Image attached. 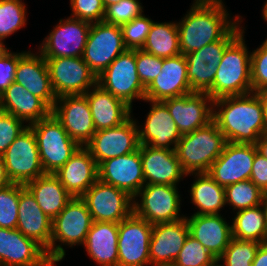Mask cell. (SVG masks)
<instances>
[{
	"label": "cell",
	"mask_w": 267,
	"mask_h": 266,
	"mask_svg": "<svg viewBox=\"0 0 267 266\" xmlns=\"http://www.w3.org/2000/svg\"><path fill=\"white\" fill-rule=\"evenodd\" d=\"M84 95L88 100L96 131L116 127L131 116L130 106L98 84Z\"/></svg>",
	"instance_id": "31"
},
{
	"label": "cell",
	"mask_w": 267,
	"mask_h": 266,
	"mask_svg": "<svg viewBox=\"0 0 267 266\" xmlns=\"http://www.w3.org/2000/svg\"><path fill=\"white\" fill-rule=\"evenodd\" d=\"M252 92L267 89V43L251 52Z\"/></svg>",
	"instance_id": "45"
},
{
	"label": "cell",
	"mask_w": 267,
	"mask_h": 266,
	"mask_svg": "<svg viewBox=\"0 0 267 266\" xmlns=\"http://www.w3.org/2000/svg\"><path fill=\"white\" fill-rule=\"evenodd\" d=\"M226 140L212 120L206 126L183 134L175 147L177 159L187 175L207 173L221 155Z\"/></svg>",
	"instance_id": "4"
},
{
	"label": "cell",
	"mask_w": 267,
	"mask_h": 266,
	"mask_svg": "<svg viewBox=\"0 0 267 266\" xmlns=\"http://www.w3.org/2000/svg\"><path fill=\"white\" fill-rule=\"evenodd\" d=\"M141 50L161 58L181 54L177 23L153 22Z\"/></svg>",
	"instance_id": "35"
},
{
	"label": "cell",
	"mask_w": 267,
	"mask_h": 266,
	"mask_svg": "<svg viewBox=\"0 0 267 266\" xmlns=\"http://www.w3.org/2000/svg\"><path fill=\"white\" fill-rule=\"evenodd\" d=\"M29 127L36 136L39 157L45 174L56 173L80 147L69 137L52 113Z\"/></svg>",
	"instance_id": "6"
},
{
	"label": "cell",
	"mask_w": 267,
	"mask_h": 266,
	"mask_svg": "<svg viewBox=\"0 0 267 266\" xmlns=\"http://www.w3.org/2000/svg\"><path fill=\"white\" fill-rule=\"evenodd\" d=\"M33 95L41 98L51 109L56 102L46 59L38 52L19 53L15 80Z\"/></svg>",
	"instance_id": "24"
},
{
	"label": "cell",
	"mask_w": 267,
	"mask_h": 266,
	"mask_svg": "<svg viewBox=\"0 0 267 266\" xmlns=\"http://www.w3.org/2000/svg\"><path fill=\"white\" fill-rule=\"evenodd\" d=\"M2 156L12 183L25 185L45 175L36 136L29 126L9 145Z\"/></svg>",
	"instance_id": "10"
},
{
	"label": "cell",
	"mask_w": 267,
	"mask_h": 266,
	"mask_svg": "<svg viewBox=\"0 0 267 266\" xmlns=\"http://www.w3.org/2000/svg\"><path fill=\"white\" fill-rule=\"evenodd\" d=\"M188 235L186 217L174 222L154 224L149 244L151 265L173 264Z\"/></svg>",
	"instance_id": "25"
},
{
	"label": "cell",
	"mask_w": 267,
	"mask_h": 266,
	"mask_svg": "<svg viewBox=\"0 0 267 266\" xmlns=\"http://www.w3.org/2000/svg\"><path fill=\"white\" fill-rule=\"evenodd\" d=\"M97 84L131 108L134 99L145 100V87L138 77L135 49L122 52L97 77Z\"/></svg>",
	"instance_id": "7"
},
{
	"label": "cell",
	"mask_w": 267,
	"mask_h": 266,
	"mask_svg": "<svg viewBox=\"0 0 267 266\" xmlns=\"http://www.w3.org/2000/svg\"><path fill=\"white\" fill-rule=\"evenodd\" d=\"M1 110L27 122L28 126L48 117L51 108L15 81L1 95Z\"/></svg>",
	"instance_id": "30"
},
{
	"label": "cell",
	"mask_w": 267,
	"mask_h": 266,
	"mask_svg": "<svg viewBox=\"0 0 267 266\" xmlns=\"http://www.w3.org/2000/svg\"><path fill=\"white\" fill-rule=\"evenodd\" d=\"M19 61V52L8 51L0 60V95L15 80L16 67Z\"/></svg>",
	"instance_id": "48"
},
{
	"label": "cell",
	"mask_w": 267,
	"mask_h": 266,
	"mask_svg": "<svg viewBox=\"0 0 267 266\" xmlns=\"http://www.w3.org/2000/svg\"><path fill=\"white\" fill-rule=\"evenodd\" d=\"M220 261H222L220 258H214L207 266H226L224 262L223 265L218 264Z\"/></svg>",
	"instance_id": "56"
},
{
	"label": "cell",
	"mask_w": 267,
	"mask_h": 266,
	"mask_svg": "<svg viewBox=\"0 0 267 266\" xmlns=\"http://www.w3.org/2000/svg\"><path fill=\"white\" fill-rule=\"evenodd\" d=\"M236 213L231 224L233 238L259 243L267 242V224L261 205Z\"/></svg>",
	"instance_id": "36"
},
{
	"label": "cell",
	"mask_w": 267,
	"mask_h": 266,
	"mask_svg": "<svg viewBox=\"0 0 267 266\" xmlns=\"http://www.w3.org/2000/svg\"><path fill=\"white\" fill-rule=\"evenodd\" d=\"M255 93L262 103L264 120H265L266 130H267V89L258 90Z\"/></svg>",
	"instance_id": "53"
},
{
	"label": "cell",
	"mask_w": 267,
	"mask_h": 266,
	"mask_svg": "<svg viewBox=\"0 0 267 266\" xmlns=\"http://www.w3.org/2000/svg\"><path fill=\"white\" fill-rule=\"evenodd\" d=\"M250 180L264 193L267 192V159L255 153Z\"/></svg>",
	"instance_id": "49"
},
{
	"label": "cell",
	"mask_w": 267,
	"mask_h": 266,
	"mask_svg": "<svg viewBox=\"0 0 267 266\" xmlns=\"http://www.w3.org/2000/svg\"><path fill=\"white\" fill-rule=\"evenodd\" d=\"M252 266H267V242L259 245Z\"/></svg>",
	"instance_id": "50"
},
{
	"label": "cell",
	"mask_w": 267,
	"mask_h": 266,
	"mask_svg": "<svg viewBox=\"0 0 267 266\" xmlns=\"http://www.w3.org/2000/svg\"><path fill=\"white\" fill-rule=\"evenodd\" d=\"M81 198L86 202L93 221L120 223L133 213V197L99 179Z\"/></svg>",
	"instance_id": "14"
},
{
	"label": "cell",
	"mask_w": 267,
	"mask_h": 266,
	"mask_svg": "<svg viewBox=\"0 0 267 266\" xmlns=\"http://www.w3.org/2000/svg\"><path fill=\"white\" fill-rule=\"evenodd\" d=\"M138 77L146 88L162 71L163 58L135 49Z\"/></svg>",
	"instance_id": "44"
},
{
	"label": "cell",
	"mask_w": 267,
	"mask_h": 266,
	"mask_svg": "<svg viewBox=\"0 0 267 266\" xmlns=\"http://www.w3.org/2000/svg\"><path fill=\"white\" fill-rule=\"evenodd\" d=\"M144 14L120 26L124 45L127 49H141L153 24Z\"/></svg>",
	"instance_id": "42"
},
{
	"label": "cell",
	"mask_w": 267,
	"mask_h": 266,
	"mask_svg": "<svg viewBox=\"0 0 267 266\" xmlns=\"http://www.w3.org/2000/svg\"><path fill=\"white\" fill-rule=\"evenodd\" d=\"M261 206H262V208L264 210L265 220H266V224H267V192L263 193Z\"/></svg>",
	"instance_id": "54"
},
{
	"label": "cell",
	"mask_w": 267,
	"mask_h": 266,
	"mask_svg": "<svg viewBox=\"0 0 267 266\" xmlns=\"http://www.w3.org/2000/svg\"><path fill=\"white\" fill-rule=\"evenodd\" d=\"M144 101L152 104L144 127L138 128L140 145L175 150L182 135L167 106L162 101Z\"/></svg>",
	"instance_id": "23"
},
{
	"label": "cell",
	"mask_w": 267,
	"mask_h": 266,
	"mask_svg": "<svg viewBox=\"0 0 267 266\" xmlns=\"http://www.w3.org/2000/svg\"><path fill=\"white\" fill-rule=\"evenodd\" d=\"M54 175L73 198L82 197L98 180V165L90 152L80 146Z\"/></svg>",
	"instance_id": "28"
},
{
	"label": "cell",
	"mask_w": 267,
	"mask_h": 266,
	"mask_svg": "<svg viewBox=\"0 0 267 266\" xmlns=\"http://www.w3.org/2000/svg\"><path fill=\"white\" fill-rule=\"evenodd\" d=\"M26 5L22 0H0V40L26 25Z\"/></svg>",
	"instance_id": "38"
},
{
	"label": "cell",
	"mask_w": 267,
	"mask_h": 266,
	"mask_svg": "<svg viewBox=\"0 0 267 266\" xmlns=\"http://www.w3.org/2000/svg\"><path fill=\"white\" fill-rule=\"evenodd\" d=\"M20 184L12 183L0 189V227L16 229L18 222V206Z\"/></svg>",
	"instance_id": "40"
},
{
	"label": "cell",
	"mask_w": 267,
	"mask_h": 266,
	"mask_svg": "<svg viewBox=\"0 0 267 266\" xmlns=\"http://www.w3.org/2000/svg\"><path fill=\"white\" fill-rule=\"evenodd\" d=\"M98 179L127 192L131 197L145 185L139 149L98 165Z\"/></svg>",
	"instance_id": "20"
},
{
	"label": "cell",
	"mask_w": 267,
	"mask_h": 266,
	"mask_svg": "<svg viewBox=\"0 0 267 266\" xmlns=\"http://www.w3.org/2000/svg\"><path fill=\"white\" fill-rule=\"evenodd\" d=\"M137 122L130 116L124 123L95 132L84 145L97 165L101 162L132 153L139 149Z\"/></svg>",
	"instance_id": "15"
},
{
	"label": "cell",
	"mask_w": 267,
	"mask_h": 266,
	"mask_svg": "<svg viewBox=\"0 0 267 266\" xmlns=\"http://www.w3.org/2000/svg\"><path fill=\"white\" fill-rule=\"evenodd\" d=\"M153 225L132 213L118 223V266H148Z\"/></svg>",
	"instance_id": "13"
},
{
	"label": "cell",
	"mask_w": 267,
	"mask_h": 266,
	"mask_svg": "<svg viewBox=\"0 0 267 266\" xmlns=\"http://www.w3.org/2000/svg\"><path fill=\"white\" fill-rule=\"evenodd\" d=\"M8 51V48H6L4 43L0 40V60L6 55Z\"/></svg>",
	"instance_id": "55"
},
{
	"label": "cell",
	"mask_w": 267,
	"mask_h": 266,
	"mask_svg": "<svg viewBox=\"0 0 267 266\" xmlns=\"http://www.w3.org/2000/svg\"><path fill=\"white\" fill-rule=\"evenodd\" d=\"M261 243L233 238L220 257L226 266H252Z\"/></svg>",
	"instance_id": "39"
},
{
	"label": "cell",
	"mask_w": 267,
	"mask_h": 266,
	"mask_svg": "<svg viewBox=\"0 0 267 266\" xmlns=\"http://www.w3.org/2000/svg\"><path fill=\"white\" fill-rule=\"evenodd\" d=\"M121 0H102L104 7L106 8L107 6L114 4V3H118Z\"/></svg>",
	"instance_id": "57"
},
{
	"label": "cell",
	"mask_w": 267,
	"mask_h": 266,
	"mask_svg": "<svg viewBox=\"0 0 267 266\" xmlns=\"http://www.w3.org/2000/svg\"><path fill=\"white\" fill-rule=\"evenodd\" d=\"M215 257L190 234L173 264L176 266H207Z\"/></svg>",
	"instance_id": "41"
},
{
	"label": "cell",
	"mask_w": 267,
	"mask_h": 266,
	"mask_svg": "<svg viewBox=\"0 0 267 266\" xmlns=\"http://www.w3.org/2000/svg\"><path fill=\"white\" fill-rule=\"evenodd\" d=\"M126 49L120 26L91 23L82 58L98 77Z\"/></svg>",
	"instance_id": "11"
},
{
	"label": "cell",
	"mask_w": 267,
	"mask_h": 266,
	"mask_svg": "<svg viewBox=\"0 0 267 266\" xmlns=\"http://www.w3.org/2000/svg\"><path fill=\"white\" fill-rule=\"evenodd\" d=\"M262 14L263 19L267 22V10L264 7L262 9ZM264 43H267V39L264 41Z\"/></svg>",
	"instance_id": "58"
},
{
	"label": "cell",
	"mask_w": 267,
	"mask_h": 266,
	"mask_svg": "<svg viewBox=\"0 0 267 266\" xmlns=\"http://www.w3.org/2000/svg\"><path fill=\"white\" fill-rule=\"evenodd\" d=\"M0 266H55L46 251L18 229L0 227Z\"/></svg>",
	"instance_id": "21"
},
{
	"label": "cell",
	"mask_w": 267,
	"mask_h": 266,
	"mask_svg": "<svg viewBox=\"0 0 267 266\" xmlns=\"http://www.w3.org/2000/svg\"><path fill=\"white\" fill-rule=\"evenodd\" d=\"M51 113L69 137L80 146H84L96 132L91 109L84 94L57 98Z\"/></svg>",
	"instance_id": "18"
},
{
	"label": "cell",
	"mask_w": 267,
	"mask_h": 266,
	"mask_svg": "<svg viewBox=\"0 0 267 266\" xmlns=\"http://www.w3.org/2000/svg\"><path fill=\"white\" fill-rule=\"evenodd\" d=\"M159 266H176L175 264H163V265H159Z\"/></svg>",
	"instance_id": "59"
},
{
	"label": "cell",
	"mask_w": 267,
	"mask_h": 266,
	"mask_svg": "<svg viewBox=\"0 0 267 266\" xmlns=\"http://www.w3.org/2000/svg\"><path fill=\"white\" fill-rule=\"evenodd\" d=\"M185 55L163 58L162 71L145 88V100L163 101L192 93Z\"/></svg>",
	"instance_id": "22"
},
{
	"label": "cell",
	"mask_w": 267,
	"mask_h": 266,
	"mask_svg": "<svg viewBox=\"0 0 267 266\" xmlns=\"http://www.w3.org/2000/svg\"><path fill=\"white\" fill-rule=\"evenodd\" d=\"M162 102L167 106L181 135L212 121L213 99L206 92H192Z\"/></svg>",
	"instance_id": "19"
},
{
	"label": "cell",
	"mask_w": 267,
	"mask_h": 266,
	"mask_svg": "<svg viewBox=\"0 0 267 266\" xmlns=\"http://www.w3.org/2000/svg\"><path fill=\"white\" fill-rule=\"evenodd\" d=\"M91 23L77 18L60 19L38 48L44 58L82 57Z\"/></svg>",
	"instance_id": "16"
},
{
	"label": "cell",
	"mask_w": 267,
	"mask_h": 266,
	"mask_svg": "<svg viewBox=\"0 0 267 266\" xmlns=\"http://www.w3.org/2000/svg\"><path fill=\"white\" fill-rule=\"evenodd\" d=\"M256 152L255 144L226 142L207 174L223 187L249 180Z\"/></svg>",
	"instance_id": "17"
},
{
	"label": "cell",
	"mask_w": 267,
	"mask_h": 266,
	"mask_svg": "<svg viewBox=\"0 0 267 266\" xmlns=\"http://www.w3.org/2000/svg\"><path fill=\"white\" fill-rule=\"evenodd\" d=\"M230 18L222 0H194L189 12L177 22L181 54L222 39L242 17Z\"/></svg>",
	"instance_id": "2"
},
{
	"label": "cell",
	"mask_w": 267,
	"mask_h": 266,
	"mask_svg": "<svg viewBox=\"0 0 267 266\" xmlns=\"http://www.w3.org/2000/svg\"><path fill=\"white\" fill-rule=\"evenodd\" d=\"M24 236L33 239L45 251L50 248L52 220L42 211L32 193L20 184L17 227Z\"/></svg>",
	"instance_id": "27"
},
{
	"label": "cell",
	"mask_w": 267,
	"mask_h": 266,
	"mask_svg": "<svg viewBox=\"0 0 267 266\" xmlns=\"http://www.w3.org/2000/svg\"><path fill=\"white\" fill-rule=\"evenodd\" d=\"M2 110H1V95H0V112H1Z\"/></svg>",
	"instance_id": "61"
},
{
	"label": "cell",
	"mask_w": 267,
	"mask_h": 266,
	"mask_svg": "<svg viewBox=\"0 0 267 266\" xmlns=\"http://www.w3.org/2000/svg\"><path fill=\"white\" fill-rule=\"evenodd\" d=\"M266 10H267V0L266 2L264 3V6H263Z\"/></svg>",
	"instance_id": "60"
},
{
	"label": "cell",
	"mask_w": 267,
	"mask_h": 266,
	"mask_svg": "<svg viewBox=\"0 0 267 266\" xmlns=\"http://www.w3.org/2000/svg\"><path fill=\"white\" fill-rule=\"evenodd\" d=\"M52 88L57 98L82 95L97 84L96 75L82 57L45 58Z\"/></svg>",
	"instance_id": "12"
},
{
	"label": "cell",
	"mask_w": 267,
	"mask_h": 266,
	"mask_svg": "<svg viewBox=\"0 0 267 266\" xmlns=\"http://www.w3.org/2000/svg\"><path fill=\"white\" fill-rule=\"evenodd\" d=\"M42 211L53 220L73 198L54 174H45L24 185Z\"/></svg>",
	"instance_id": "33"
},
{
	"label": "cell",
	"mask_w": 267,
	"mask_h": 266,
	"mask_svg": "<svg viewBox=\"0 0 267 266\" xmlns=\"http://www.w3.org/2000/svg\"><path fill=\"white\" fill-rule=\"evenodd\" d=\"M142 12L139 0H121L105 8L103 22L121 26L142 15Z\"/></svg>",
	"instance_id": "43"
},
{
	"label": "cell",
	"mask_w": 267,
	"mask_h": 266,
	"mask_svg": "<svg viewBox=\"0 0 267 266\" xmlns=\"http://www.w3.org/2000/svg\"><path fill=\"white\" fill-rule=\"evenodd\" d=\"M12 184L5 167L3 156L0 155V189H3Z\"/></svg>",
	"instance_id": "51"
},
{
	"label": "cell",
	"mask_w": 267,
	"mask_h": 266,
	"mask_svg": "<svg viewBox=\"0 0 267 266\" xmlns=\"http://www.w3.org/2000/svg\"><path fill=\"white\" fill-rule=\"evenodd\" d=\"M24 121L12 114L0 112V155H3L9 145L28 127Z\"/></svg>",
	"instance_id": "47"
},
{
	"label": "cell",
	"mask_w": 267,
	"mask_h": 266,
	"mask_svg": "<svg viewBox=\"0 0 267 266\" xmlns=\"http://www.w3.org/2000/svg\"><path fill=\"white\" fill-rule=\"evenodd\" d=\"M196 176L190 189L191 201L199 209L194 214H219L226 205L224 187L218 185L207 173H195Z\"/></svg>",
	"instance_id": "34"
},
{
	"label": "cell",
	"mask_w": 267,
	"mask_h": 266,
	"mask_svg": "<svg viewBox=\"0 0 267 266\" xmlns=\"http://www.w3.org/2000/svg\"><path fill=\"white\" fill-rule=\"evenodd\" d=\"M241 22L242 20L222 39L209 43L200 50L185 54L188 81L193 92H207L212 87L217 67L222 60L226 47L244 31L240 25Z\"/></svg>",
	"instance_id": "9"
},
{
	"label": "cell",
	"mask_w": 267,
	"mask_h": 266,
	"mask_svg": "<svg viewBox=\"0 0 267 266\" xmlns=\"http://www.w3.org/2000/svg\"><path fill=\"white\" fill-rule=\"evenodd\" d=\"M212 120L227 142L255 144L267 133L262 103L255 92L213 100Z\"/></svg>",
	"instance_id": "1"
},
{
	"label": "cell",
	"mask_w": 267,
	"mask_h": 266,
	"mask_svg": "<svg viewBox=\"0 0 267 266\" xmlns=\"http://www.w3.org/2000/svg\"><path fill=\"white\" fill-rule=\"evenodd\" d=\"M71 17L90 23L103 22L105 7L102 0H70Z\"/></svg>",
	"instance_id": "46"
},
{
	"label": "cell",
	"mask_w": 267,
	"mask_h": 266,
	"mask_svg": "<svg viewBox=\"0 0 267 266\" xmlns=\"http://www.w3.org/2000/svg\"><path fill=\"white\" fill-rule=\"evenodd\" d=\"M140 156L145 184L177 186L187 176L174 150L140 145Z\"/></svg>",
	"instance_id": "26"
},
{
	"label": "cell",
	"mask_w": 267,
	"mask_h": 266,
	"mask_svg": "<svg viewBox=\"0 0 267 266\" xmlns=\"http://www.w3.org/2000/svg\"><path fill=\"white\" fill-rule=\"evenodd\" d=\"M189 234L215 257L220 258L232 239V228L221 214L186 217Z\"/></svg>",
	"instance_id": "29"
},
{
	"label": "cell",
	"mask_w": 267,
	"mask_h": 266,
	"mask_svg": "<svg viewBox=\"0 0 267 266\" xmlns=\"http://www.w3.org/2000/svg\"><path fill=\"white\" fill-rule=\"evenodd\" d=\"M255 146L257 152L267 159V133H264L259 137V140L255 143Z\"/></svg>",
	"instance_id": "52"
},
{
	"label": "cell",
	"mask_w": 267,
	"mask_h": 266,
	"mask_svg": "<svg viewBox=\"0 0 267 266\" xmlns=\"http://www.w3.org/2000/svg\"><path fill=\"white\" fill-rule=\"evenodd\" d=\"M242 31L225 49L212 87L206 92L213 100L252 92L251 52Z\"/></svg>",
	"instance_id": "3"
},
{
	"label": "cell",
	"mask_w": 267,
	"mask_h": 266,
	"mask_svg": "<svg viewBox=\"0 0 267 266\" xmlns=\"http://www.w3.org/2000/svg\"><path fill=\"white\" fill-rule=\"evenodd\" d=\"M177 189L173 185L145 184L133 198V213L152 225L185 218L179 214L181 197Z\"/></svg>",
	"instance_id": "8"
},
{
	"label": "cell",
	"mask_w": 267,
	"mask_h": 266,
	"mask_svg": "<svg viewBox=\"0 0 267 266\" xmlns=\"http://www.w3.org/2000/svg\"><path fill=\"white\" fill-rule=\"evenodd\" d=\"M225 202L233 210H244L261 205L263 192L249 179L224 187Z\"/></svg>",
	"instance_id": "37"
},
{
	"label": "cell",
	"mask_w": 267,
	"mask_h": 266,
	"mask_svg": "<svg viewBox=\"0 0 267 266\" xmlns=\"http://www.w3.org/2000/svg\"><path fill=\"white\" fill-rule=\"evenodd\" d=\"M118 223L94 221L84 247L100 266H118Z\"/></svg>",
	"instance_id": "32"
},
{
	"label": "cell",
	"mask_w": 267,
	"mask_h": 266,
	"mask_svg": "<svg viewBox=\"0 0 267 266\" xmlns=\"http://www.w3.org/2000/svg\"><path fill=\"white\" fill-rule=\"evenodd\" d=\"M92 216L86 202L81 197L72 198L64 209L52 220L50 248L46 251L48 259L56 265L65 255L63 245H84L92 224ZM61 242L56 245V242Z\"/></svg>",
	"instance_id": "5"
}]
</instances>
